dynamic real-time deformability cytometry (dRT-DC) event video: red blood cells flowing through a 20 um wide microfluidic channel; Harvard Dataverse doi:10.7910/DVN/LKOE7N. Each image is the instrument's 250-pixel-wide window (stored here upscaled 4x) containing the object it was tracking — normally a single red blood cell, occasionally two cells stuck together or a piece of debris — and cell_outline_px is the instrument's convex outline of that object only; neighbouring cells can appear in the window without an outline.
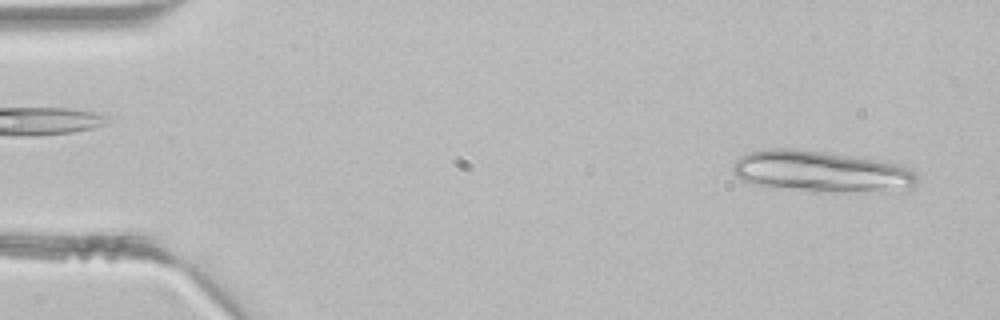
{"species": "common noctule bat (a hibernating species)", "species_latin": "Nyctalus noctula", "temperature_condition": "room temperature", "stored_images_in_passage": 2, "camera_frame_rate_fps": 3000, "um_per_image_px": 0.085, "animal": {"sex": "male", "body_mass_g": 21.5, "forearm_length_mm": 52.0}, "frame": {"image": 1, "passage_image": 2, "time_ms": 0.333, "image_size_px": [1000, 320], "cell_outline_px": [[920, 180], [912, 192], [812, 192], [752, 184], [740, 180], [732, 172], [732, 164], [740, 156], [748, 152], [764, 148], [792, 148], [824, 152], [852, 156], [896, 164], [916, 172]], "centroid_in_image_um": [69.86, 14.62], "position_along_channel_um": 15.1, "area_um2": 45.43}}